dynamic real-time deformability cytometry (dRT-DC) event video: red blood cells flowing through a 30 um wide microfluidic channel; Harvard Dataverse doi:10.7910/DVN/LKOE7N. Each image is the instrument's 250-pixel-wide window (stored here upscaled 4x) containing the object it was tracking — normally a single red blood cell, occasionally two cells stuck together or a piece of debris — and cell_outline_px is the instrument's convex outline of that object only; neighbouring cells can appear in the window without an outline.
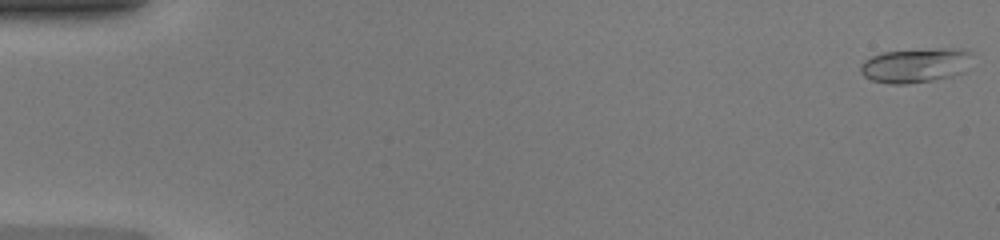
{"species": "common noctule bat (a hibernating species)", "species_latin": "Nyctalus noctula", "temperature_condition": "warm", "stored_images_in_passage": 13, "camera_frame_rate_fps": 3000, "um_per_image_px": 0.085, "animal": {"sex": "female", "body_mass_g": 20.0, "forearm_length_mm": 54.0}, "frame": {"image": 1, "passage_image": 1, "time_ms": 0.0, "image_size_px": [1000, 240], "cell_outline_px": [[968, 52], [964, 72], [952, 76], [936, 80], [908, 84], [888, 84], [872, 80], [864, 76], [860, 72], [860, 64], [864, 60], [872, 56], [884, 52], [936, 48], [960, 48]], "centroid_in_image_um": [77.74, 5.57], "position_along_channel_um": 7.3, "area_um2": 22.25}}